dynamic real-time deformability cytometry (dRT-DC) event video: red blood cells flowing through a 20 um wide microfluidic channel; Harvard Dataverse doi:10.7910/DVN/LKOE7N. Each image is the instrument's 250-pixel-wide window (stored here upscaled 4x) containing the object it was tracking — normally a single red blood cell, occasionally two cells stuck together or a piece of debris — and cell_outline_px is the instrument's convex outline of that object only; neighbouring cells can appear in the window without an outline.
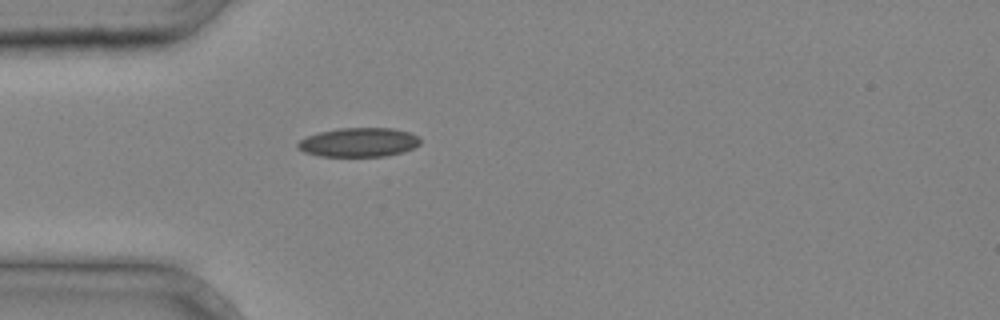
{"species": "common noctule bat (a hibernating species)", "species_latin": "Nyctalus noctula", "temperature_condition": "cold", "stored_images_in_passage": 2, "camera_frame_rate_fps": 3000, "um_per_image_px": 0.085, "animal": {"sex": "male", "body_mass_g": 20.4}, "frame": {"image": 1, "passage_image": 2, "time_ms": 0.333, "image_size_px": [1000, 320], "cell_outline_px": [[420, 144], [404, 152], [384, 156], [320, 156], [304, 152], [296, 148], [296, 144], [300, 140], [308, 136], [320, 132], [340, 128], [392, 128], [408, 132], [420, 136]], "centroid_in_image_um": [30.5, 12.1], "position_along_channel_um": 54.5, "area_um2": 20.75}}